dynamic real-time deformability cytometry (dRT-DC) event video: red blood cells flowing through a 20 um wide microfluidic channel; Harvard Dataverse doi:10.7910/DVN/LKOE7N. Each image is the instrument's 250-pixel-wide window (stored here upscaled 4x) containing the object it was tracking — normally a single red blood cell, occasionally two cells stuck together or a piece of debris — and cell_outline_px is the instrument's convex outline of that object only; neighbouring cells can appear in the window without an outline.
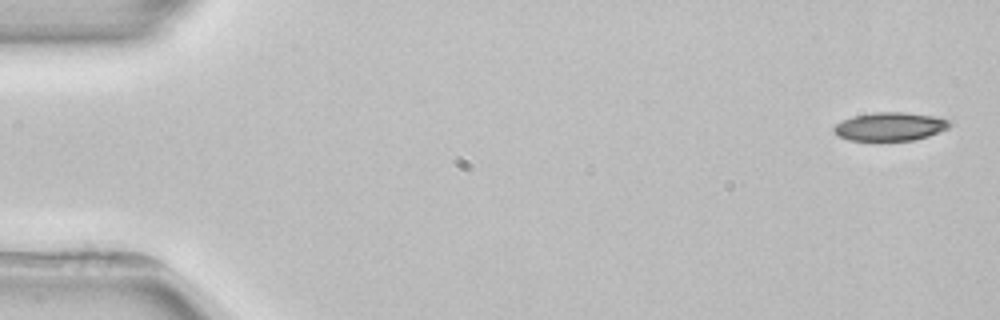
{"species": "common noctule bat (a hibernating species)", "species_latin": "Nyctalus noctula", "temperature_condition": "room temperature", "stored_images_in_passage": 5, "camera_frame_rate_fps": 3000, "um_per_image_px": 0.085, "animal": {"sex": "female", "body_mass_g": 22.7, "forearm_length_mm": 54.2}, "frame": {"image": 1, "passage_image": 1, "time_ms": 0.0, "image_size_px": [1000, 320], "cell_outline_px": [[952, 124], [948, 128], [928, 136], [912, 140], [848, 140], [840, 136], [832, 128], [836, 124], [852, 116], [876, 112], [904, 112], [936, 116], [948, 120]], "centroid_in_image_um": [75.68, 10.74], "position_along_channel_um": 9.3, "area_um2": 18.96}}
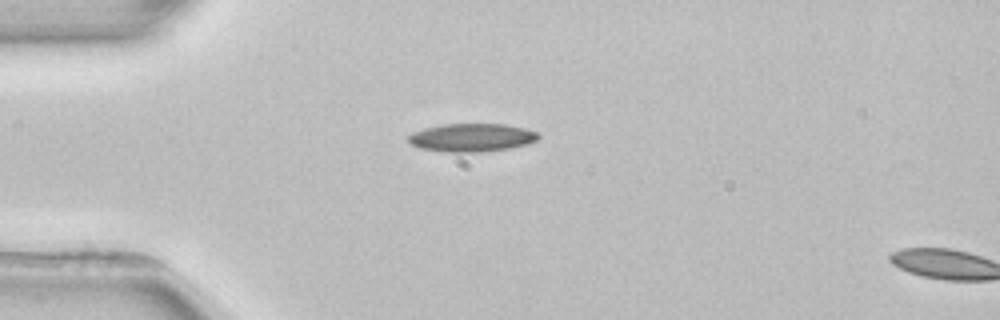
{"frame": {"image": 2, "passage_image": 4, "time_ms": 4.0, "image_size_px": [1000, 320], "cell_outline_px": [[540, 136], [536, 140], [528, 144], [508, 148], [480, 152], [448, 152], [420, 148], [412, 144], [408, 140], [408, 136], [412, 132], [424, 128], [440, 124], [504, 124], [524, 128], [536, 132]], "centroid_in_image_um": [40.07, 11.69], "position_along_channel_um": 44.9, "area_um2": 21.27}}